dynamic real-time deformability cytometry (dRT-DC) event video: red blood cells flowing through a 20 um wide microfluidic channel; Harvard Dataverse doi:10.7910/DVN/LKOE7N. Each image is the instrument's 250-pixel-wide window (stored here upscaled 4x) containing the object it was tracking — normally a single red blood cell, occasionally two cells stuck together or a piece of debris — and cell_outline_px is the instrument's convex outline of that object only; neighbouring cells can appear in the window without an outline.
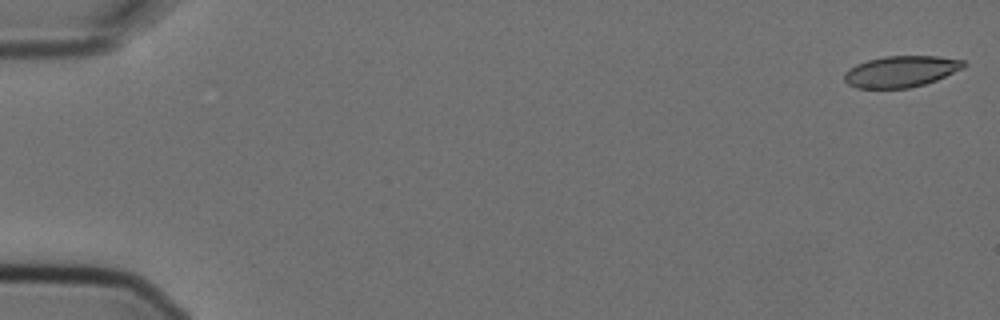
{"species": "Egyptian fruit bat (a non-hibernating species)", "species_latin": "Rousettus aegyptiacus", "temperature_condition": "cold", "stored_images_in_passage": 5, "camera_frame_rate_fps": 3000, "um_per_image_px": 0.085, "animal": {"sex": "female"}, "frame": {"image": 1, "passage_image": 1, "time_ms": 0.0, "image_size_px": [1000, 320], "cell_outline_px": [[964, 68], [936, 80], [924, 84], [908, 88], [856, 88], [848, 84], [844, 80], [844, 72], [856, 64], [868, 60], [884, 56], [936, 56], [964, 60]], "centroid_in_image_um": [76.56, 6.07], "position_along_channel_um": 8.4, "area_um2": 21.68}}
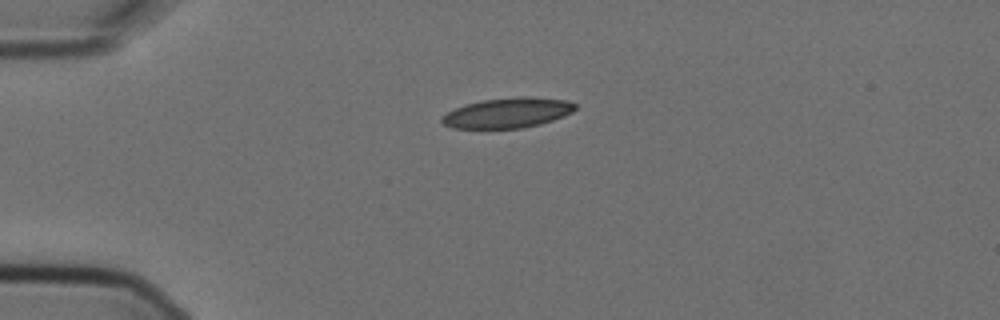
{"frame": {"image": 2, "passage_image": 4, "time_ms": 1.0, "image_size_px": [1000, 320], "cell_outline_px": [[576, 108], [572, 112], [564, 116], [540, 124], [524, 128], [452, 128], [444, 124], [440, 120], [448, 112], [456, 108], [468, 104], [484, 100], [524, 96], [528, 96], [564, 100], [576, 104]], "centroid_in_image_um": [43.18, 9.6], "position_along_channel_um": 41.8, "area_um2": 23.06}}